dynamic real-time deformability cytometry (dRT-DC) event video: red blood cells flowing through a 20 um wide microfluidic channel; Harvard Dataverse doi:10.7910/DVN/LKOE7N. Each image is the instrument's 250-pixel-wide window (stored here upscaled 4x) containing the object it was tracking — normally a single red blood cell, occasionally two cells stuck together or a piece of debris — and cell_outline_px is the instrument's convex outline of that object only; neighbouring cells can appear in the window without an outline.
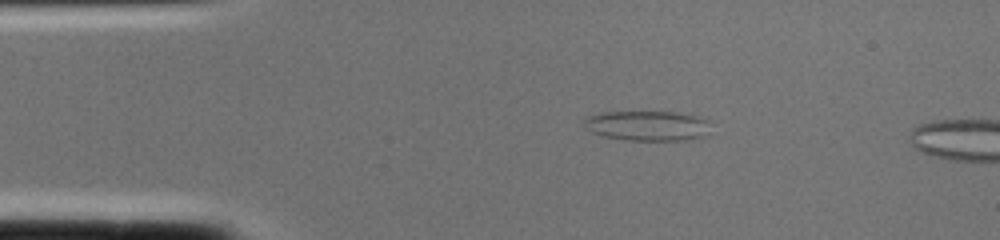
{"species": "common noctule bat (a hibernating species)", "species_latin": "Nyctalus noctula", "temperature_condition": "cold", "stored_images_in_passage": 3, "camera_frame_rate_fps": 3000, "um_per_image_px": 0.085, "animal": {"sex": "female", "body_mass_g": 22.0, "forearm_length_mm": 56.7}, "frame": {"image": 1, "passage_image": 1, "time_ms": 0.0, "image_size_px": [1000, 240], "cell_outline_px": [[712, 120], [708, 136], [684, 140], [624, 140], [604, 136], [592, 132], [588, 128], [584, 120], [588, 116], [604, 112], [676, 112], [696, 116]], "centroid_in_image_um": [55.14, 10.69], "position_along_channel_um": 29.9, "area_um2": 22.25}}